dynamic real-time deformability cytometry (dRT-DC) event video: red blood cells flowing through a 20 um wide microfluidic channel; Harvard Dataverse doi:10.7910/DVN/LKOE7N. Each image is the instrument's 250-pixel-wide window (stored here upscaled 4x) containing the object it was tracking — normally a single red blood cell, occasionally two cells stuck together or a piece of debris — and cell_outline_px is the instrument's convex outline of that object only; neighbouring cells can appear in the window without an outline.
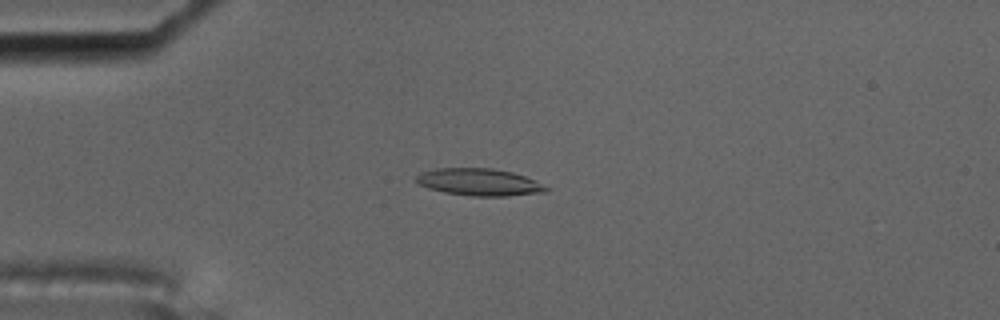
{"species": "common noctule bat (a hibernating species)", "species_latin": "Nyctalus noctula", "temperature_condition": "cold", "stored_images_in_passage": 6, "camera_frame_rate_fps": 3000, "um_per_image_px": 0.085, "animal": {"sex": "male", "body_mass_g": 17.5, "forearm_length_mm": 52.3}, "frame": {"image": 1, "passage_image": 4, "time_ms": 1.0, "image_size_px": [1000, 320], "cell_outline_px": [[552, 188], [548, 192], [508, 196], [472, 196], [444, 192], [428, 188], [420, 184], [416, 180], [416, 176], [420, 172], [436, 168], [492, 168], [512, 172], [524, 176]], "centroid_in_image_um": [40.77, 15.48], "position_along_channel_um": 44.2, "area_um2": 20.63}}